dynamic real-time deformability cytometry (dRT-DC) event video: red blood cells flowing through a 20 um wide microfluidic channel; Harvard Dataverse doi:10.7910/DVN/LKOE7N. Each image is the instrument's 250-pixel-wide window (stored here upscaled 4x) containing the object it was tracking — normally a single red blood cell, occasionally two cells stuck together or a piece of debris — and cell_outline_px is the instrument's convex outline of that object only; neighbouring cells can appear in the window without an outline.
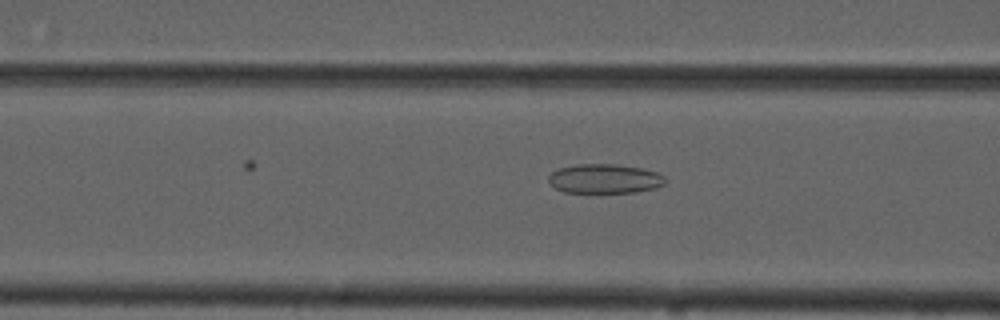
{"species": "common noctule bat (a hibernating species)", "species_latin": "Nyctalus noctula", "temperature_condition": "cold", "stored_images_in_passage": 8, "camera_frame_rate_fps": 3000, "um_per_image_px": 0.085, "animal": {"sex": "male", "forearm_length_mm": 52.5}, "frame": {"image": 1, "passage_image": 5, "time_ms": 1.333, "image_size_px": [1000, 320], "cell_outline_px": [[664, 184], [652, 188], [636, 192], [564, 192], [556, 188], [548, 180], [548, 176], [552, 172], [560, 168], [576, 164], [616, 164], [640, 168], [656, 172], [664, 176]], "centroid_in_image_um": [51.37, 15.18], "position_along_channel_um": 115.2, "area_um2": 19.65}}